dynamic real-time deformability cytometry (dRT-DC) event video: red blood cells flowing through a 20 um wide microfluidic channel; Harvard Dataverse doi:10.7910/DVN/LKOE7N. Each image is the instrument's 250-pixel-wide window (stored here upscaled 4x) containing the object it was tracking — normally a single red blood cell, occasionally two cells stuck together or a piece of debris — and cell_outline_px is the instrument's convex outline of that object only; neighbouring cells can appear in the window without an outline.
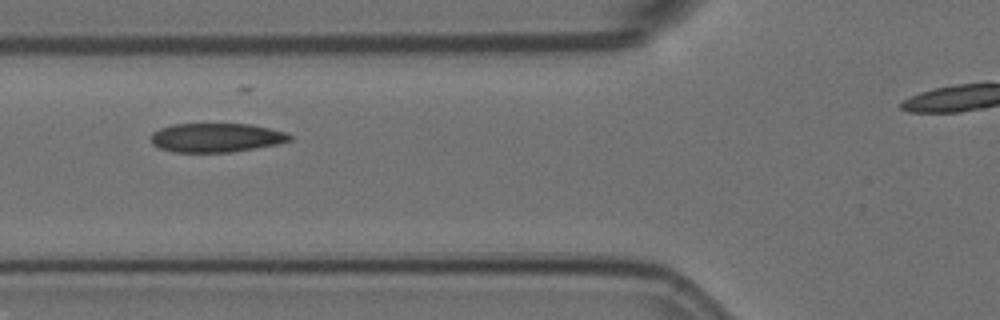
{"species": "Egyptian fruit bat (a non-hibernating species)", "species_latin": "Rousettus aegyptiacus", "temperature_condition": "room temperature", "stored_images_in_passage": 9, "segment_of_instrument_passage": [1, 2], "camera_frame_rate_fps": 3000, "um_per_image_px": 0.085, "animal": {"sex": "female"}, "frame": {"image": 1, "passage_image": 4, "time_ms": 1.0, "image_size_px": [1000, 320], "cell_outline_px": [[292, 140], [280, 144], [228, 152], [172, 152], [160, 148], [152, 144], [152, 132], [160, 128], [172, 124], [248, 124], [288, 132], [292, 136]], "centroid_in_image_um": [18.39, 11.7], "position_along_channel_um": 107.4, "area_um2": 23.47}}
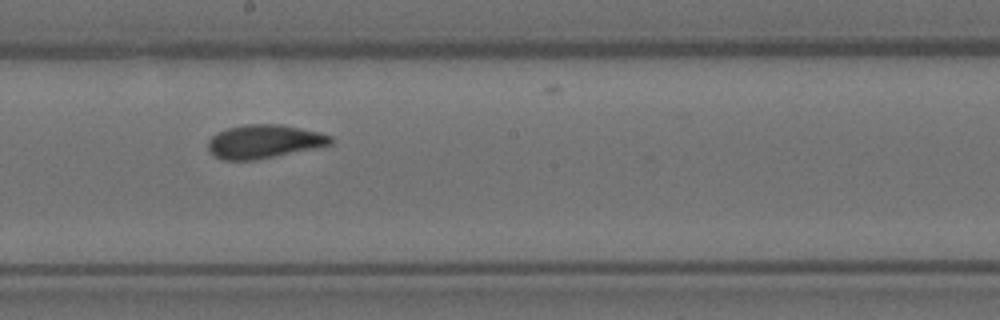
{"frame": {"image": 2, "passage_image": 7, "time_ms": 2.0, "image_size_px": [1000, 320], "cell_outline_px": [[332, 144], [316, 148], [252, 160], [224, 160], [216, 156], [208, 148], [208, 140], [216, 132], [228, 128], [244, 124], [280, 124], [320, 132], [332, 136]], "centroid_in_image_um": [22.45, 12.01], "position_along_channel_um": 225.8, "area_um2": 23.81}}
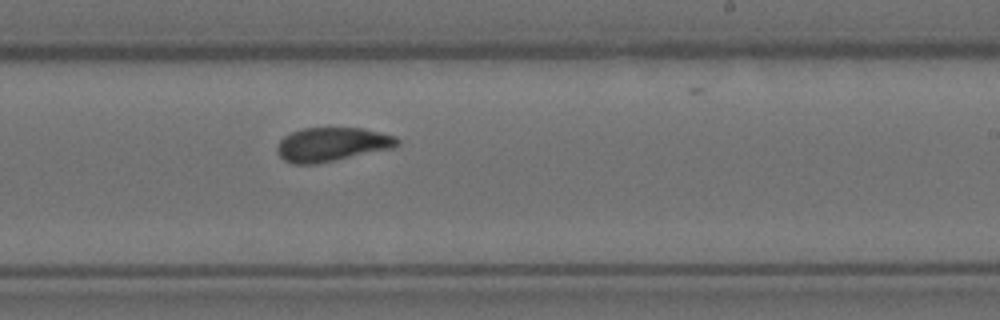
{"frame": {"image": 3, "passage_image": 8, "time_ms": 2.333, "image_size_px": [1000, 320], "cell_outline_px": [[400, 144], [392, 148], [336, 160], [316, 164], [292, 164], [284, 160], [276, 152], [276, 144], [284, 136], [292, 132], [304, 128], [364, 128], [396, 136], [400, 140]], "centroid_in_image_um": [28.2, 12.27], "position_along_channel_um": 260.8, "area_um2": 23.87}}